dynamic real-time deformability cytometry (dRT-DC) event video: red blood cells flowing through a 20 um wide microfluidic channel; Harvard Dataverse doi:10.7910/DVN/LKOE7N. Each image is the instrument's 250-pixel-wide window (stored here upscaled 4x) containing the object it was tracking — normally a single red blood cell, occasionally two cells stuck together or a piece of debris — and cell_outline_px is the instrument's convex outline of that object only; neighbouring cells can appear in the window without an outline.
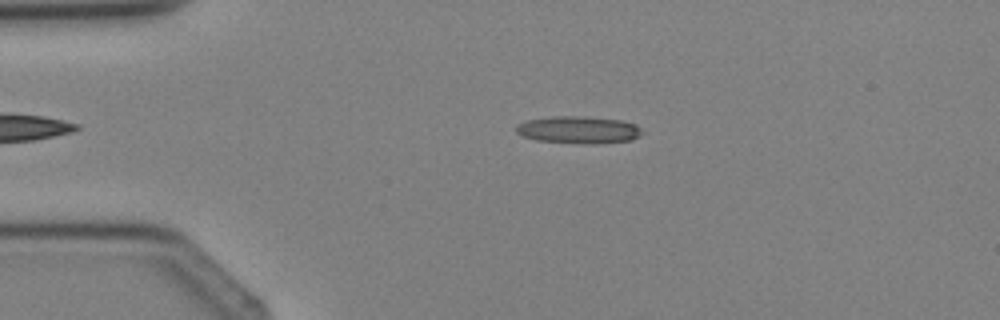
{"species": "Egyptian fruit bat (a non-hibernating species)", "species_latin": "Rousettus aegyptiacus", "temperature_condition": "cold", "stored_images_in_passage": 2, "camera_frame_rate_fps": 3000, "um_per_image_px": 0.085, "animal": {"sex": "female"}, "frame": {"image": 1, "passage_image": 1, "time_ms": 0.0, "image_size_px": [1000, 320], "cell_outline_px": [[644, 132], [640, 136], [632, 140], [536, 140], [524, 136], [516, 132], [516, 128], [520, 124], [528, 120], [552, 116], [584, 116], [620, 120], [636, 124]], "centroid_in_image_um": [49.18, 10.96], "position_along_channel_um": 35.8, "area_um2": 18.5}}
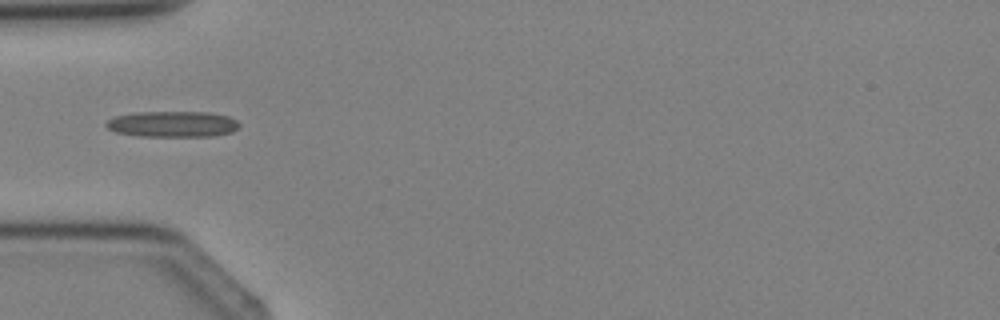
{"frame": {"image": 2, "passage_image": 2, "time_ms": 1.333, "image_size_px": [1000, 320], "cell_outline_px": [[240, 124], [232, 132], [212, 136], [140, 136], [116, 132], [108, 128], [104, 124], [108, 120], [116, 116], [136, 112], [208, 112], [228, 116], [236, 120]], "centroid_in_image_um": [14.67, 10.54], "position_along_channel_um": 70.3, "area_um2": 20.0}}